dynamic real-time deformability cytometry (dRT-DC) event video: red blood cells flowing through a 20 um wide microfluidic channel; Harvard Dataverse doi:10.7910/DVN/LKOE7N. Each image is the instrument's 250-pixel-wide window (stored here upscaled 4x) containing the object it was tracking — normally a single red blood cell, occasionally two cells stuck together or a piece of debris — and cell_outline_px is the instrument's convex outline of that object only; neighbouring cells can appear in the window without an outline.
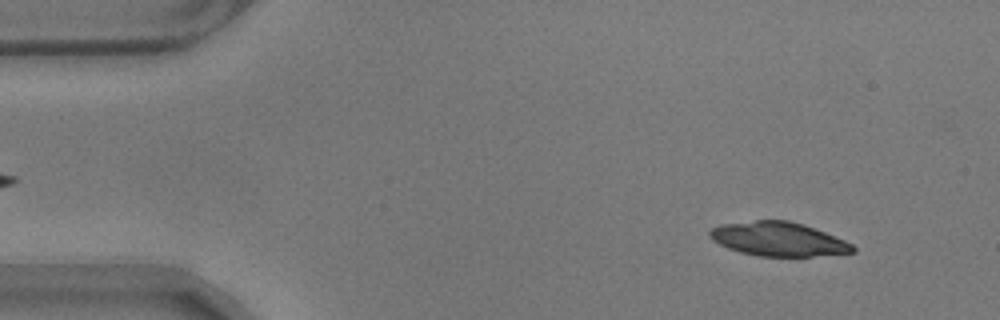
{"species": "common noctule bat (a hibernating species)", "species_latin": "Nyctalus noctula", "temperature_condition": "warm", "stored_images_in_passage": 56, "camera_frame_rate_fps": 3000, "um_per_image_px": 0.085, "animal": {"sex": "male", "body_mass_g": 17.9}, "frame": {"image": 1, "passage_image": 5, "time_ms": 1.333, "image_size_px": [1000, 320], "cell_outline_px": [[856, 252], [812, 256], [756, 256], [740, 252], [728, 248], [712, 240], [708, 236], [708, 232], [712, 228], [720, 224], [756, 220], [788, 220], [804, 224], [844, 240], [852, 244], [856, 248]], "centroid_in_image_um": [66.13, 20.32], "position_along_channel_um": 18.9, "area_um2": 28.32}}